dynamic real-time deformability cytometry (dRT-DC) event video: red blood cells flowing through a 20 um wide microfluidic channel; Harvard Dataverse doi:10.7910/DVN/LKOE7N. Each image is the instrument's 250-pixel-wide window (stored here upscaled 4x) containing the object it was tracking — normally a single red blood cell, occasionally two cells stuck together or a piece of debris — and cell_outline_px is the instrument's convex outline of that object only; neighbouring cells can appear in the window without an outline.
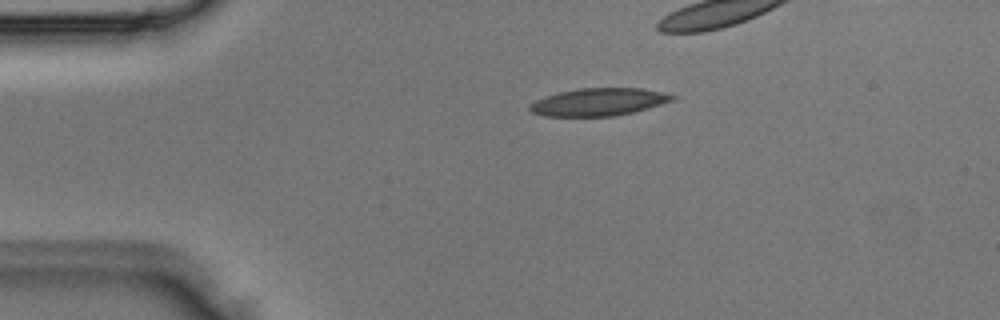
{"species": "Egyptian fruit bat (a non-hibernating species)", "species_latin": "Rousettus aegyptiacus", "temperature_condition": "room temperature", "stored_images_in_passage": 5, "segment_of_instrument_passage": [1, 2], "camera_frame_rate_fps": 3000, "um_per_image_px": 0.085, "animal": {"sex": "male"}, "frame": {"image": 1, "passage_image": 1, "time_ms": 0.0, "image_size_px": [1000, 320], "cell_outline_px": [[676, 100], [648, 108], [616, 116], [544, 116], [532, 112], [528, 108], [528, 104], [536, 100], [560, 92], [580, 88], [640, 88], [664, 92], [676, 96]], "centroid_in_image_um": [50.92, 8.67], "position_along_channel_um": 34.1, "area_um2": 22.89}}
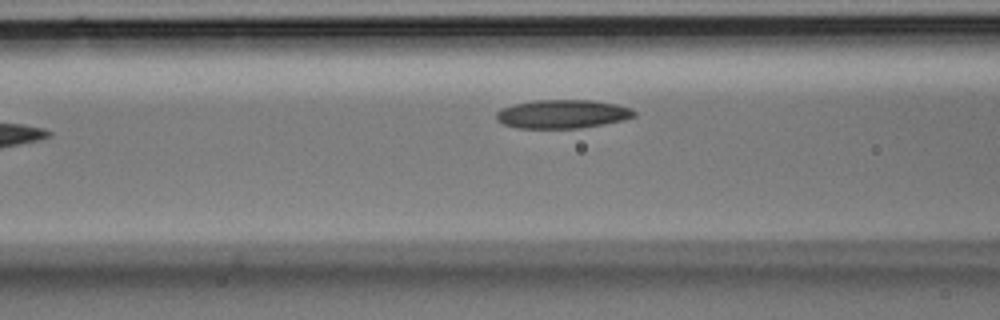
{"frame": {"image": 2, "passage_image": 4, "time_ms": 1.0, "image_size_px": [1000, 320], "cell_outline_px": [[636, 116], [624, 120], [604, 124], [580, 128], [516, 128], [504, 124], [496, 120], [496, 112], [500, 108], [516, 104], [536, 100], [592, 100], [616, 104], [632, 108], [636, 112]], "centroid_in_image_um": [47.82, 9.69], "position_along_channel_um": 118.8, "area_um2": 23.12}}